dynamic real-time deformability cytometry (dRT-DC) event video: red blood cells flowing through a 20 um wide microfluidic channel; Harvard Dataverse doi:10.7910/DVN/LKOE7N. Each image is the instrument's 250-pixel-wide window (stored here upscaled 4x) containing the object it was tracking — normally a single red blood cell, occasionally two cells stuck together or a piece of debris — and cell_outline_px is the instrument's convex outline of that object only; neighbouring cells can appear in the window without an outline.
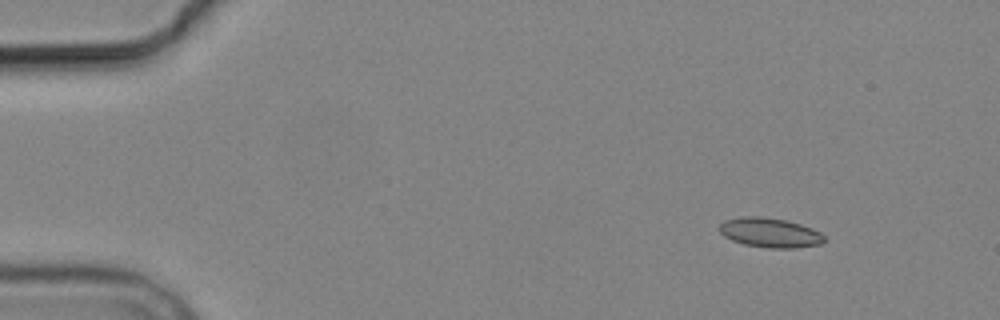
{"species": "common noctule bat (a hibernating species)", "species_latin": "Nyctalus noctula", "temperature_condition": "cold", "stored_images_in_passage": 4, "camera_frame_rate_fps": 3000, "um_per_image_px": 0.085, "animal": {"sex": "male", "body_mass_g": 19.2, "forearm_length_mm": 51.8}, "frame": {"image": 1, "passage_image": 1, "time_ms": 0.0, "image_size_px": [1000, 320], "cell_outline_px": [[824, 240], [820, 244], [796, 248], [768, 248], [744, 244], [732, 240], [724, 236], [720, 232], [720, 224], [724, 220], [744, 216], [760, 216], [784, 220], [800, 224], [812, 228], [820, 232], [824, 236]], "centroid_in_image_um": [65.44, 19.78], "position_along_channel_um": 19.6, "area_um2": 17.98}}
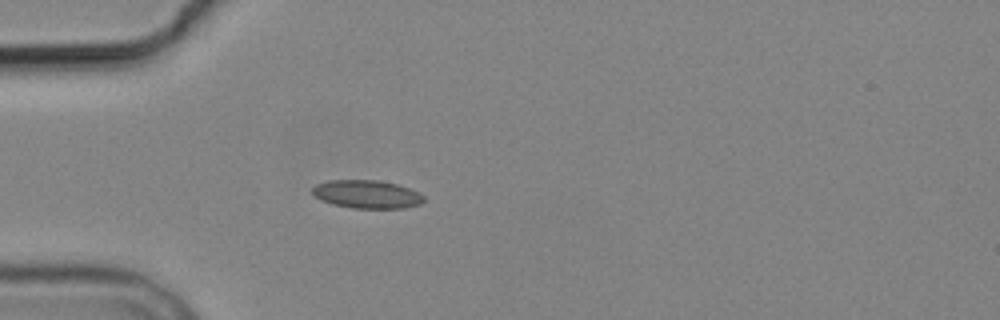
{"frame": {"image": 2, "passage_image": 4, "time_ms": 3.333, "image_size_px": [1000, 320], "cell_outline_px": [[424, 200], [420, 204], [404, 208], [352, 208], [332, 204], [320, 200], [312, 192], [312, 188], [316, 184], [328, 180], [380, 180], [396, 184], [420, 192], [424, 196]], "centroid_in_image_um": [31.18, 16.51], "position_along_channel_um": 53.8, "area_um2": 18.38}}